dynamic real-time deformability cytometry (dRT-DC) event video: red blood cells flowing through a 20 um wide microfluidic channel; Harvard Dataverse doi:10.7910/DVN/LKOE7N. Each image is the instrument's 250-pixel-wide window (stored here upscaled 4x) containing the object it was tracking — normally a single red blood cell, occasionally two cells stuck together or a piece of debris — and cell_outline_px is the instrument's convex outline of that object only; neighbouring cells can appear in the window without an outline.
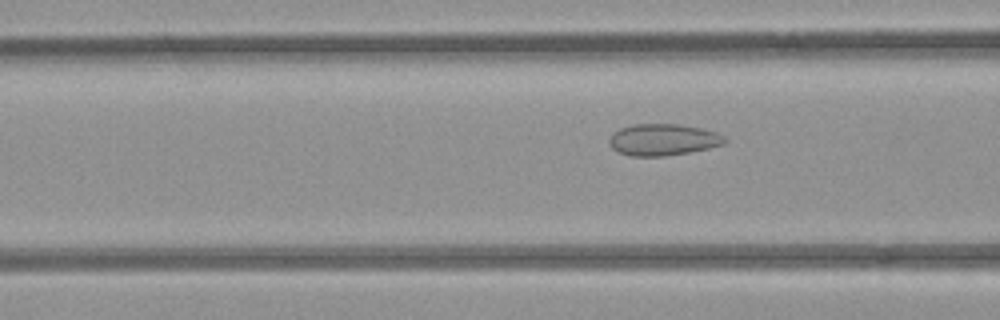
{"species": "common noctule bat (a hibernating species)", "species_latin": "Nyctalus noctula", "temperature_condition": "room temperature", "stored_images_in_passage": 9, "camera_frame_rate_fps": 3000, "um_per_image_px": 0.085, "animal": {"sex": "female", "body_mass_g": 21.9}, "frame": {"image": 1, "passage_image": 9, "time_ms": 10.0, "image_size_px": [1000, 320], "cell_outline_px": [[728, 140], [724, 144], [708, 148], [688, 152], [664, 156], [628, 156], [616, 152], [608, 144], [608, 140], [612, 132], [620, 128], [632, 124], [676, 124], [700, 128], [716, 132], [724, 136]], "centroid_in_image_um": [56.3, 11.88], "position_along_channel_um": 110.3, "area_um2": 21.44}}